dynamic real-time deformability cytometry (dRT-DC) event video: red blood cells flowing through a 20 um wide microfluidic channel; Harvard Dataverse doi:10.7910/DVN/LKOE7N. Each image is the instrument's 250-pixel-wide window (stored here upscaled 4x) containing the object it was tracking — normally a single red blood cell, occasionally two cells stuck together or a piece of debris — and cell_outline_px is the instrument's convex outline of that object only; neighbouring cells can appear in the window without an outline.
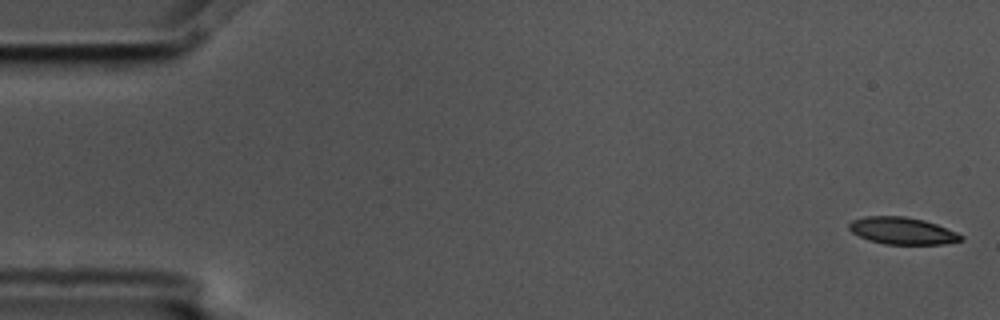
{"species": "common noctule bat (a hibernating species)", "species_latin": "Nyctalus noctula", "temperature_condition": "cold", "stored_images_in_passage": 15, "camera_frame_rate_fps": 3000, "um_per_image_px": 0.085, "animal": {"sex": "male", "body_mass_g": 17.5, "forearm_length_mm": 52.3}, "frame": {"image": 1, "passage_image": 1, "time_ms": 0.0, "image_size_px": [1000, 320], "cell_outline_px": [[964, 240], [944, 244], [884, 244], [868, 240], [852, 232], [848, 228], [848, 224], [852, 220], [864, 216], [904, 216], [924, 220], [936, 224], [956, 232], [964, 236]], "centroid_in_image_um": [76.69, 19.62], "position_along_channel_um": 8.3, "area_um2": 17.69}}
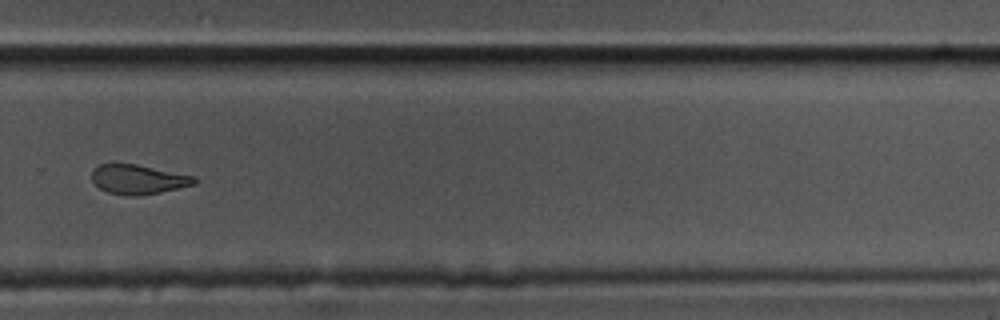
{"frame": {"image": 2, "passage_image": 11, "time_ms": 3.333, "image_size_px": [1000, 320], "cell_outline_px": [[196, 184], [160, 192], [140, 196], [124, 196], [108, 192], [100, 188], [92, 180], [92, 168], [100, 164], [136, 164], [196, 176]], "centroid_in_image_um": [11.75, 15.25], "position_along_channel_um": 318.1, "area_um2": 17.69}}
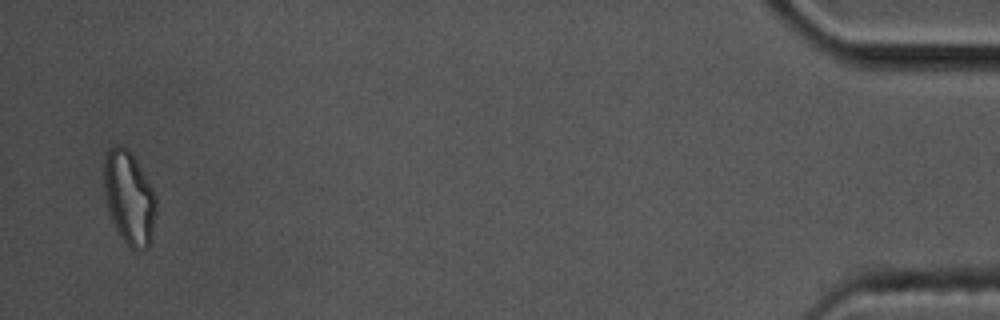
{"frame": {"image": 3, "passage_image": 15, "time_ms": 4.667, "image_size_px": [1000, 320], "cell_outline_px": [[156, 212], [152, 240], [148, 248], [144, 252], [136, 252], [128, 248], [124, 244], [116, 228], [108, 208], [104, 188], [104, 156], [108, 148], [116, 144], [128, 148], [136, 160], [152, 188], [156, 196]], "centroid_in_image_um": [11.0, 16.87], "position_along_channel_um": 424.2, "area_um2": 28.84}}